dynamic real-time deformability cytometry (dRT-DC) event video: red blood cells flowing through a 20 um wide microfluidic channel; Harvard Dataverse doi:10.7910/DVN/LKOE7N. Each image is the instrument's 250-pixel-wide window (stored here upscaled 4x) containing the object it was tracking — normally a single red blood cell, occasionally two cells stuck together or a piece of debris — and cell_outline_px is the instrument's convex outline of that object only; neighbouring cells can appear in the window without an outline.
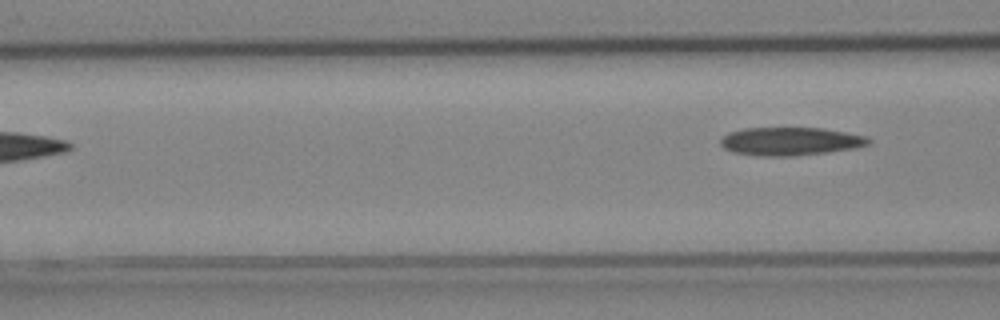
{"species": "Egyptian fruit bat (a non-hibernating species)", "species_latin": "Rousettus aegyptiacus", "temperature_condition": "cold", "stored_images_in_passage": 3, "camera_frame_rate_fps": 3000, "um_per_image_px": 0.085, "animal": {"sex": "female"}, "frame": {"image": 1, "passage_image": 3, "time_ms": 0.667, "image_size_px": [1000, 320], "cell_outline_px": [[872, 140], [868, 144], [852, 148], [824, 152], [792, 156], [760, 156], [732, 152], [724, 148], [720, 144], [720, 140], [728, 132], [744, 128], [824, 128], [868, 136]], "centroid_in_image_um": [67.15, 12.0], "position_along_channel_um": 99.4, "area_um2": 24.22}}